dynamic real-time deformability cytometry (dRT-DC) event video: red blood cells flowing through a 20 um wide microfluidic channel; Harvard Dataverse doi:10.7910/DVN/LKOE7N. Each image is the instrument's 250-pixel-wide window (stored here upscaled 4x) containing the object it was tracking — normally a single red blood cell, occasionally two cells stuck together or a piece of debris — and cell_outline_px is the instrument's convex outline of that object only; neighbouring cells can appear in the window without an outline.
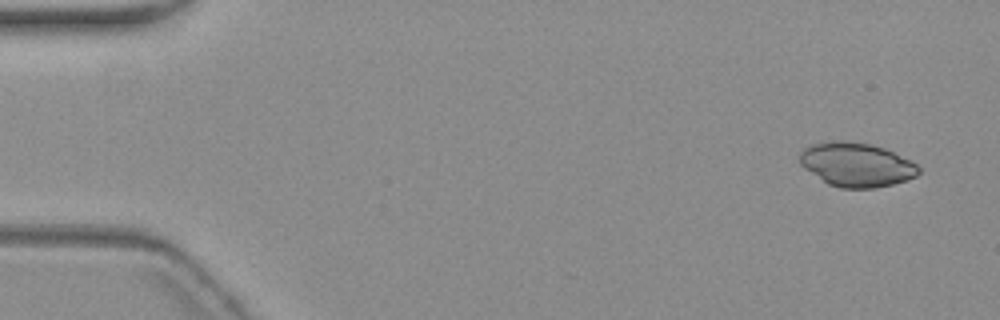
{"species": "common noctule bat (a hibernating species)", "species_latin": "Nyctalus noctula", "temperature_condition": "warm", "stored_images_in_passage": 6, "segment_of_instrument_passage": [1, 2], "camera_frame_rate_fps": 3000, "um_per_image_px": 0.085, "animal": {"sex": "female", "body_mass_g": 19.3, "forearm_length_mm": 54.1}, "frame": {"image": 1, "passage_image": 1, "time_ms": 0.0, "image_size_px": [1000, 320], "cell_outline_px": [[920, 172], [916, 176], [908, 180], [876, 188], [840, 188], [828, 184], [804, 168], [800, 164], [800, 152], [804, 148], [812, 144], [832, 140], [844, 140], [872, 144], [884, 148], [916, 164], [920, 168]], "centroid_in_image_um": [72.78, 13.99], "position_along_channel_um": 12.2, "area_um2": 30.52}}